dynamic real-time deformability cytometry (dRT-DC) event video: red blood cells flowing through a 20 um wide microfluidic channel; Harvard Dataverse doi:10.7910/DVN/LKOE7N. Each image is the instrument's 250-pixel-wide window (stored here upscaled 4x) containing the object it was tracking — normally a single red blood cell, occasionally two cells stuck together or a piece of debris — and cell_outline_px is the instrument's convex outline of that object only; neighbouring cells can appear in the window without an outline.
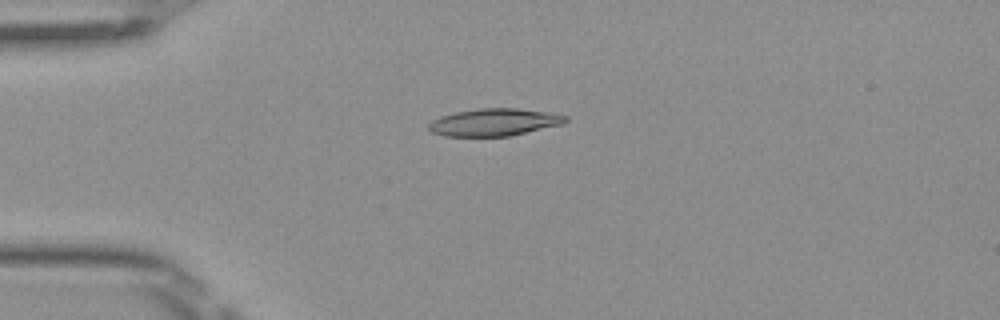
{"species": "Egyptian fruit bat (a non-hibernating species)", "species_latin": "Rousettus aegyptiacus", "temperature_condition": "room temperature", "stored_images_in_passage": 4, "camera_frame_rate_fps": 3000, "um_per_image_px": 0.085, "frame": {"image": 1, "passage_image": 2, "time_ms": 0.333, "image_size_px": [1000, 320], "cell_outline_px": [[568, 120], [564, 124], [508, 136], [444, 136], [432, 132], [428, 128], [428, 124], [432, 120], [440, 116], [456, 112], [480, 108], [516, 108], [556, 112], [568, 116]], "centroid_in_image_um": [42.06, 10.38], "position_along_channel_um": 42.9, "area_um2": 22.02}}
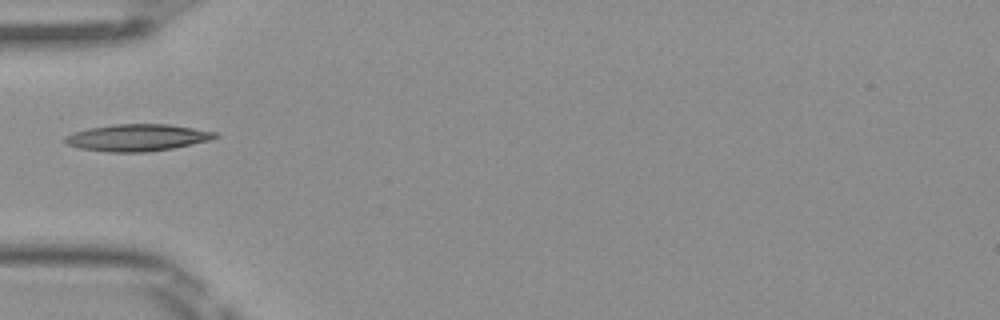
{"frame": {"image": 2, "passage_image": 3, "time_ms": 0.667, "image_size_px": [1000, 320], "cell_outline_px": [[220, 136], [212, 140], [172, 148], [144, 152], [108, 152], [80, 148], [68, 144], [60, 140], [64, 136], [72, 132], [88, 128], [112, 124], [168, 124], [216, 132]], "centroid_in_image_um": [11.63, 11.69], "position_along_channel_um": 73.4, "area_um2": 23.64}}
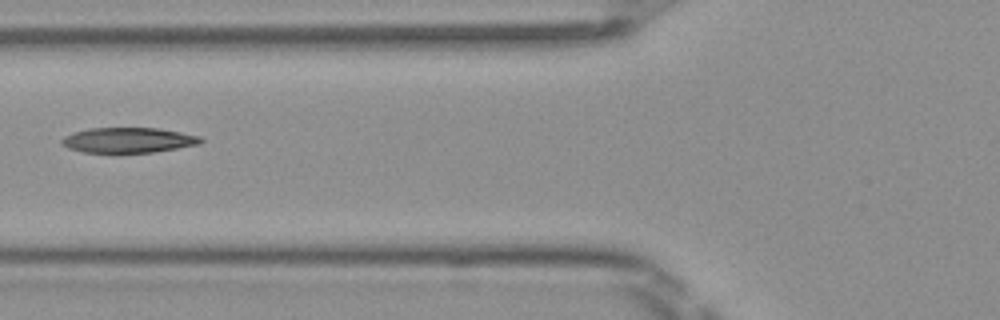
{"frame": {"image": 3, "passage_image": 4, "time_ms": 1.0, "image_size_px": [1000, 320], "cell_outline_px": [[204, 140], [200, 144], [152, 152], [84, 152], [68, 148], [60, 144], [60, 140], [64, 136], [88, 128], [160, 128], [200, 136]], "centroid_in_image_um": [10.9, 11.9], "position_along_channel_um": 114.9, "area_um2": 20.29}}